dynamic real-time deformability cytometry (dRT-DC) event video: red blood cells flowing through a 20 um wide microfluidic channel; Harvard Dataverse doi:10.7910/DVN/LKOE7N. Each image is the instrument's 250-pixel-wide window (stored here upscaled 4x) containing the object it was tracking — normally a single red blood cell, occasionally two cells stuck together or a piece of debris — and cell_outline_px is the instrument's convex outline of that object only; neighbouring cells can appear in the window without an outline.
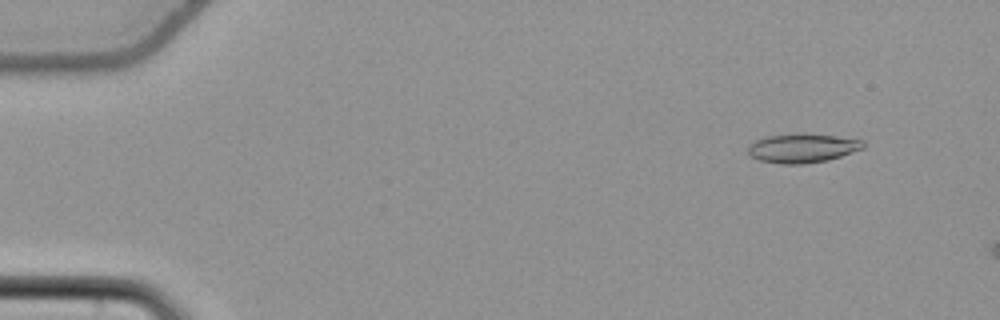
{"species": "common noctule bat (a hibernating species)", "species_latin": "Nyctalus noctula", "temperature_condition": "cold", "stored_images_in_passage": 13, "camera_frame_rate_fps": 3000, "um_per_image_px": 0.085, "animal": {"sex": "female", "body_mass_g": 22.7, "forearm_length_mm": 54.2}, "frame": {"image": 1, "passage_image": 6, "time_ms": 1.667, "image_size_px": [1000, 320], "cell_outline_px": [[864, 148], [828, 160], [804, 164], [780, 164], [760, 160], [748, 156], [748, 144], [764, 136], [792, 132], [804, 132], [836, 136], [864, 140]], "centroid_in_image_um": [68.16, 12.56], "position_along_channel_um": 16.8, "area_um2": 20.06}}